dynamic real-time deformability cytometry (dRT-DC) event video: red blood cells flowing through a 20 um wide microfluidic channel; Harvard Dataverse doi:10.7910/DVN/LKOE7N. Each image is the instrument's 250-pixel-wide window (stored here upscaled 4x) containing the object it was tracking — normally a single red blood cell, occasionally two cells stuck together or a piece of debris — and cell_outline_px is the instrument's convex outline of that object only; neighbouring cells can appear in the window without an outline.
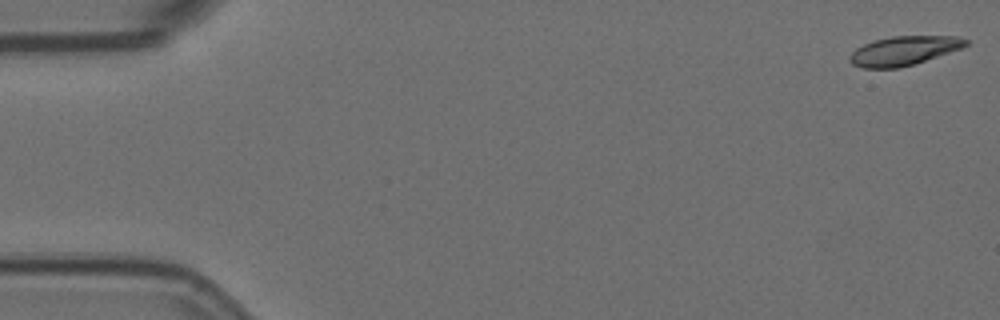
{"species": "Egyptian fruit bat (a non-hibernating species)", "species_latin": "Rousettus aegyptiacus", "temperature_condition": "room temperature", "stored_images_in_passage": 56, "camera_frame_rate_fps": 3000, "um_per_image_px": 0.085, "animal": {"sex": "female"}, "frame": {"image": 1, "passage_image": 1, "time_ms": 0.0, "image_size_px": [1000, 320], "cell_outline_px": [[968, 44], [960, 48], [900, 68], [860, 68], [852, 64], [848, 60], [848, 56], [856, 48], [864, 44], [876, 40], [892, 36], [956, 36], [968, 40]], "centroid_in_image_um": [76.75, 4.31], "position_along_channel_um": 8.2, "area_um2": 19.42}}
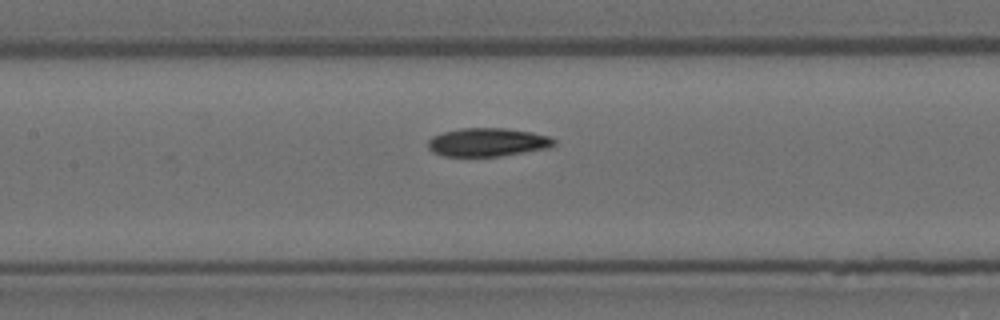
{"frame": {"image": 2, "passage_image": 26, "time_ms": 8.333, "image_size_px": [1000, 320], "cell_outline_px": [[556, 144], [548, 148], [500, 156], [444, 156], [432, 152], [428, 148], [428, 140], [432, 136], [444, 132], [460, 128], [504, 128], [532, 132], [548, 136], [556, 140]], "centroid_in_image_um": [41.43, 12.09], "position_along_channel_um": 166.0, "area_um2": 20.87}}
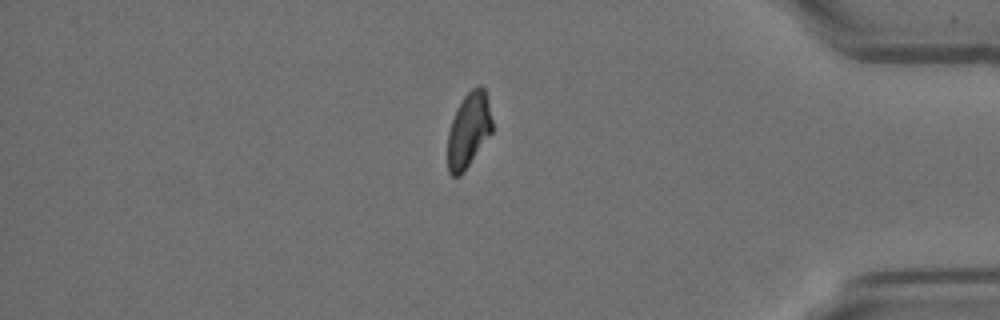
{"frame": {"image": 3, "passage_image": 48, "time_ms": 15.667, "image_size_px": [1000, 320], "cell_outline_px": [[492, 132], [464, 172], [460, 176], [452, 176], [448, 172], [448, 132], [456, 108], [464, 96], [472, 88], [480, 84], [484, 88], [492, 120]], "centroid_in_image_um": [39.82, 11.07], "position_along_channel_um": 395.4, "area_um2": 19.36}}